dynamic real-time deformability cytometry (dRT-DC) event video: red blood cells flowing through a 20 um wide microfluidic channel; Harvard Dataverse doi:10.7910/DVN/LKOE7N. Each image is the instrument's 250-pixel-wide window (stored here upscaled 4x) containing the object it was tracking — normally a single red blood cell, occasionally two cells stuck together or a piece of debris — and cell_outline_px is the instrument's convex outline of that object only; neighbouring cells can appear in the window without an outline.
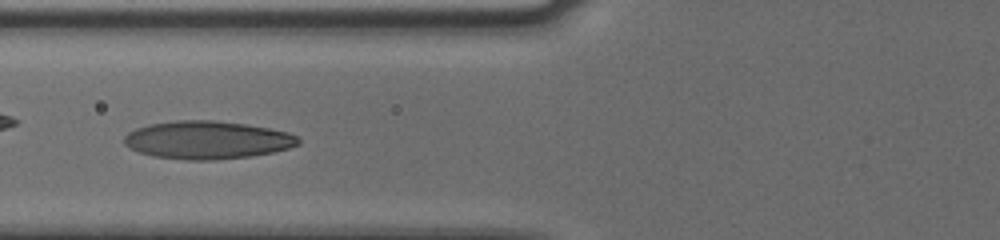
{"species": "human", "species_latin": "Homo sapiens", "temperature_condition": "cold", "stored_images_in_passage": 14, "camera_frame_rate_fps": 3000, "um_per_image_px": 0.085, "donor": {"sex": "male"}, "frame": {"image": 1, "passage_image": 7, "time_ms": 2.0, "image_size_px": [1000, 240], "cell_outline_px": [[300, 144], [288, 148], [272, 152], [252, 156], [216, 160], [188, 160], [152, 156], [128, 148], [124, 144], [124, 136], [128, 132], [136, 128], [148, 124], [176, 120], [212, 120], [244, 124], [268, 128], [288, 132], [296, 136], [300, 140]], "centroid_in_image_um": [17.58, 11.9], "position_along_channel_um": 108.2, "area_um2": 38.61}}
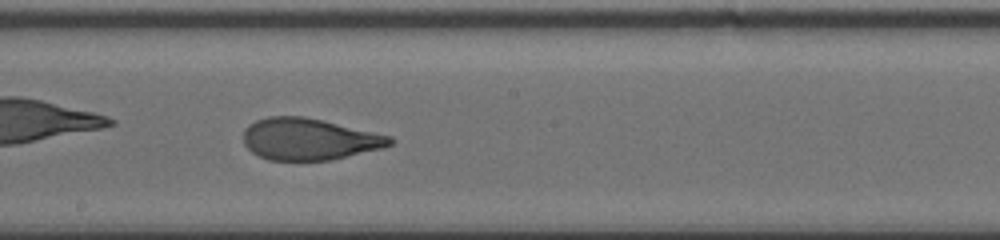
{"frame": {"image": 2, "passage_image": 12, "time_ms": 3.667, "image_size_px": [1000, 240], "cell_outline_px": [[396, 140], [392, 144], [384, 148], [332, 160], [268, 160], [252, 152], [244, 144], [244, 128], [248, 124], [256, 120], [268, 116], [304, 116], [392, 136]], "centroid_in_image_um": [26.29, 11.83], "position_along_channel_um": 221.9, "area_um2": 35.78}}
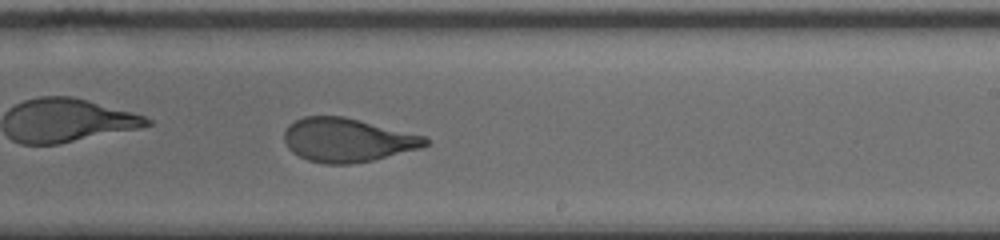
{"frame": {"image": 3, "passage_image": 14, "time_ms": 4.333, "image_size_px": [1000, 240], "cell_outline_px": [[428, 144], [420, 148], [372, 160], [352, 164], [324, 164], [308, 160], [292, 152], [288, 148], [284, 140], [284, 132], [288, 124], [304, 116], [344, 116], [428, 136]], "centroid_in_image_um": [29.52, 11.89], "position_along_channel_um": 259.5, "area_um2": 36.13}}